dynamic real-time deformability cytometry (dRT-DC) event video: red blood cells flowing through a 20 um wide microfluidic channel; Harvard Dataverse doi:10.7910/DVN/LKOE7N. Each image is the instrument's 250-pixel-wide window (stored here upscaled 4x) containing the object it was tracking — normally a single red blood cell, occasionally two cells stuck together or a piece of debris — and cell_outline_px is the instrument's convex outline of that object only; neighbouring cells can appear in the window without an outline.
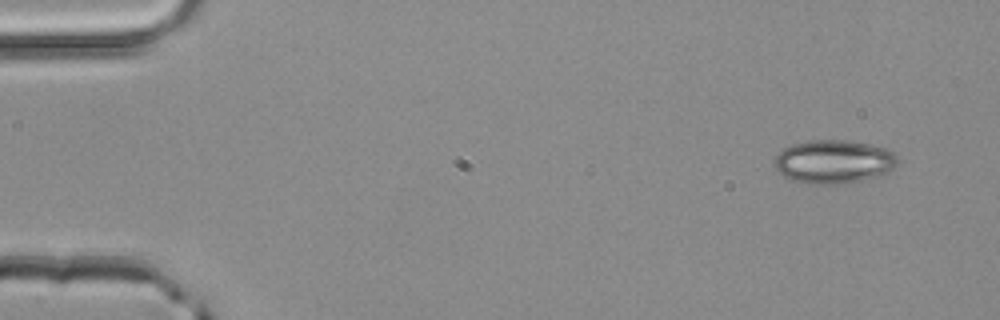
{"species": "common noctule bat (a hibernating species)", "species_latin": "Nyctalus noctula", "temperature_condition": "room temperature", "stored_images_in_passage": 3, "camera_frame_rate_fps": 3000, "um_per_image_px": 0.085, "animal": {"sex": "male", "body_mass_g": 20.4}, "frame": {"image": 1, "passage_image": 1, "time_ms": 0.0, "image_size_px": [1000, 320], "cell_outline_px": [[900, 160], [884, 176], [844, 184], [808, 184], [792, 180], [784, 176], [776, 168], [776, 152], [792, 144], [808, 140], [844, 140], [868, 144], [884, 148], [896, 152]], "centroid_in_image_um": [70.91, 13.75], "position_along_channel_um": 14.1, "area_um2": 31.62}}